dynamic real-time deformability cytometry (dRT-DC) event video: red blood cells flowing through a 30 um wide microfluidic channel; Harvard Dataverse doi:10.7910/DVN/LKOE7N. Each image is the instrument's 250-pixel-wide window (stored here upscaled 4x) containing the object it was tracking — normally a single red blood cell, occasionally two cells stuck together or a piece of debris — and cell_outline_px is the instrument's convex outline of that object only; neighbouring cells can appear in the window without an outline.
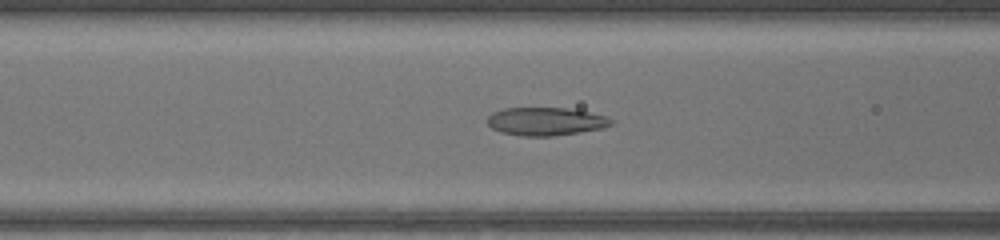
{"species": "common noctule bat (a hibernating species)", "species_latin": "Nyctalus noctula", "temperature_condition": "warm", "stored_images_in_passage": 49, "camera_frame_rate_fps": 3000, "um_per_image_px": 0.085, "animal": {"sex": "female", "body_mass_g": 17.0, "forearm_length_mm": 48.0}, "frame": {"image": 1, "passage_image": 21, "time_ms": 6.667, "image_size_px": [1000, 240], "cell_outline_px": [[612, 124], [604, 128], [580, 132], [552, 136], [520, 136], [500, 132], [492, 128], [488, 124], [488, 116], [492, 112], [504, 108], [568, 108], [608, 116], [612, 120]], "centroid_in_image_um": [46.38, 10.32], "position_along_channel_um": 120.2, "area_um2": 20.35}}
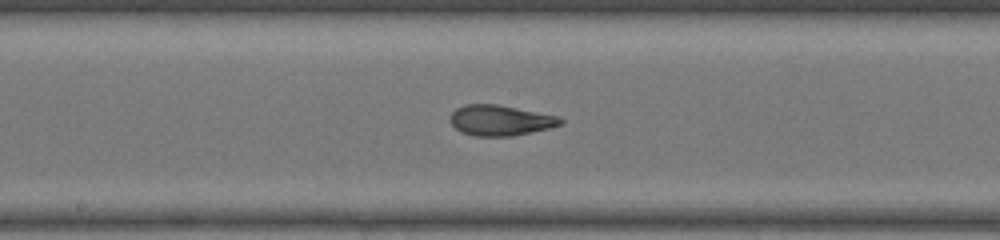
{"frame": {"image": 2, "passage_image": 27, "time_ms": 8.667, "image_size_px": [1000, 240], "cell_outline_px": [[564, 124], [532, 132], [512, 136], [476, 136], [460, 132], [452, 124], [452, 112], [456, 108], [464, 104], [496, 104], [556, 116], [564, 120]], "centroid_in_image_um": [42.52, 10.23], "position_along_channel_um": 205.7, "area_um2": 19.36}}
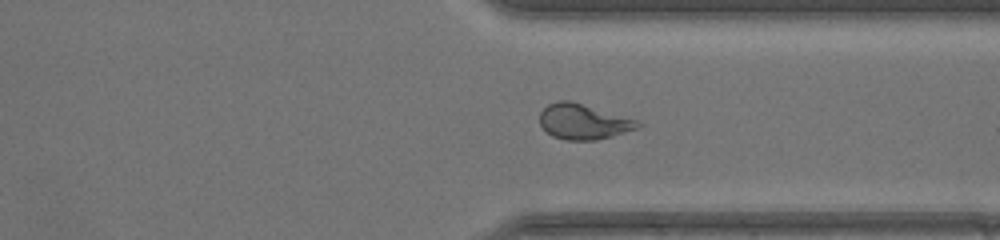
{"frame": {"image": 3, "passage_image": 38, "time_ms": 12.333, "image_size_px": [1000, 240], "cell_outline_px": [[640, 124], [636, 128], [612, 136], [596, 140], [564, 140], [552, 136], [540, 124], [540, 112], [548, 104], [560, 100], [572, 100], [640, 120]], "centroid_in_image_um": [49.59, 10.32], "position_along_channel_um": 361.8, "area_um2": 20.29}, "authors_computed_cell_mechanics": {"area_um2": 20.9236, "velocity_mm_per_s": 4.2589, "shape_relaxation_time_tau1_ms": null, "shape_relaxation_time_tau2_ms": 1.3685, "deformation_change_tau1": null, "deformation_change_tau2": 0.0814}}